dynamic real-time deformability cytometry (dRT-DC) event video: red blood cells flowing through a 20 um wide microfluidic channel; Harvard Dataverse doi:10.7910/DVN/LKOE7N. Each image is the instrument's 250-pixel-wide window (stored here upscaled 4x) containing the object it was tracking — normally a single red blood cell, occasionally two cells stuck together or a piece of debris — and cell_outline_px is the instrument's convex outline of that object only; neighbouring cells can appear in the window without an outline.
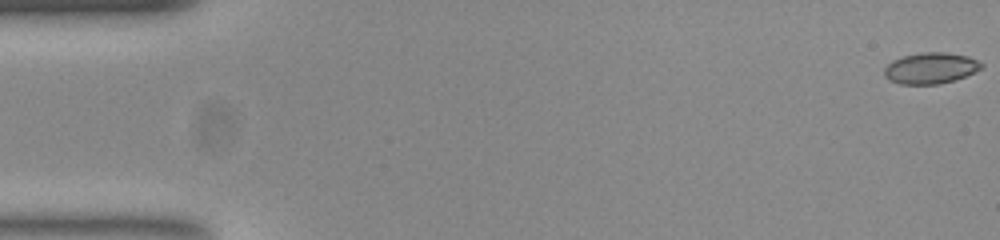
{"species": "common noctule bat (a hibernating species)", "species_latin": "Nyctalus noctula", "temperature_condition": "room temperature", "stored_images_in_passage": 53, "camera_frame_rate_fps": 3000, "um_per_image_px": 0.085, "animal": {"sex": "female", "body_mass_g": 23.0, "forearm_length_mm": 53.4}, "frame": {"image": 1, "passage_image": 1, "time_ms": 0.0, "image_size_px": [1000, 240], "cell_outline_px": [[984, 68], [964, 76], [940, 84], [900, 84], [888, 80], [884, 76], [884, 68], [892, 60], [900, 56], [924, 52], [944, 52], [968, 56], [984, 64]], "centroid_in_image_um": [79.08, 5.79], "position_along_channel_um": 5.9, "area_um2": 17.69}}
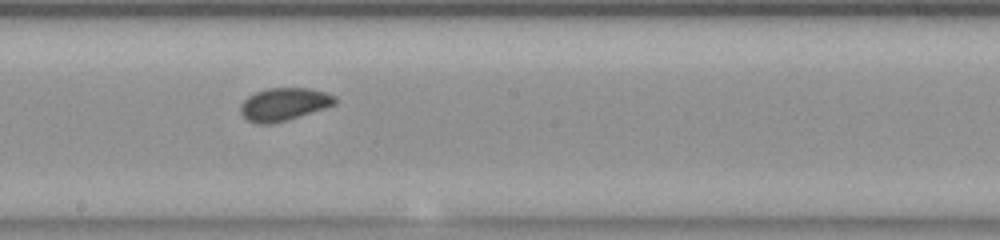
{"frame": {"image": 2, "passage_image": 29, "time_ms": 9.333, "image_size_px": [1000, 240], "cell_outline_px": [[336, 104], [288, 120], [272, 124], [256, 124], [248, 120], [240, 112], [240, 104], [248, 96], [256, 92], [268, 88], [312, 88], [336, 96]], "centroid_in_image_um": [24.13, 8.86], "position_along_channel_um": 224.1, "area_um2": 18.09}}
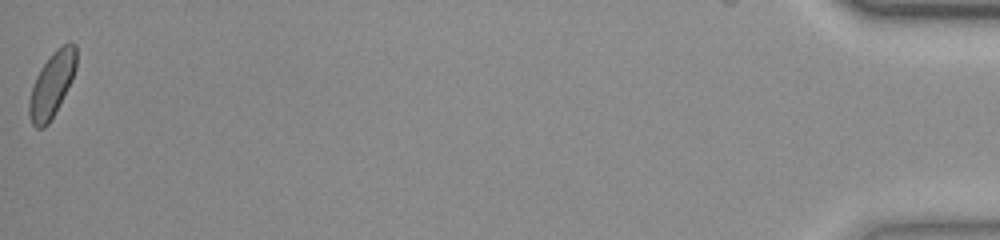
{"frame": {"image": 3, "passage_image": 53, "time_ms": 17.333, "image_size_px": [1000, 240], "cell_outline_px": [[76, 68], [72, 80], [48, 124], [44, 128], [36, 128], [32, 124], [28, 112], [28, 104], [32, 88], [36, 76], [40, 68], [52, 52], [56, 48], [72, 40], [76, 44]], "centroid_in_image_um": [4.41, 7.15], "position_along_channel_um": 430.8, "area_um2": 17.74}, "authors_computed_cell_mechanics": {"area_um2": 17.8024, "velocity_mm_per_s": 3.8686, "shape_relaxation_time_tau1_ms": 3.8601, "shape_relaxation_time_tau2_ms": 0.8228, "deformation_change_tau1": 0.0737, "deformation_change_tau2": 0.0474}}